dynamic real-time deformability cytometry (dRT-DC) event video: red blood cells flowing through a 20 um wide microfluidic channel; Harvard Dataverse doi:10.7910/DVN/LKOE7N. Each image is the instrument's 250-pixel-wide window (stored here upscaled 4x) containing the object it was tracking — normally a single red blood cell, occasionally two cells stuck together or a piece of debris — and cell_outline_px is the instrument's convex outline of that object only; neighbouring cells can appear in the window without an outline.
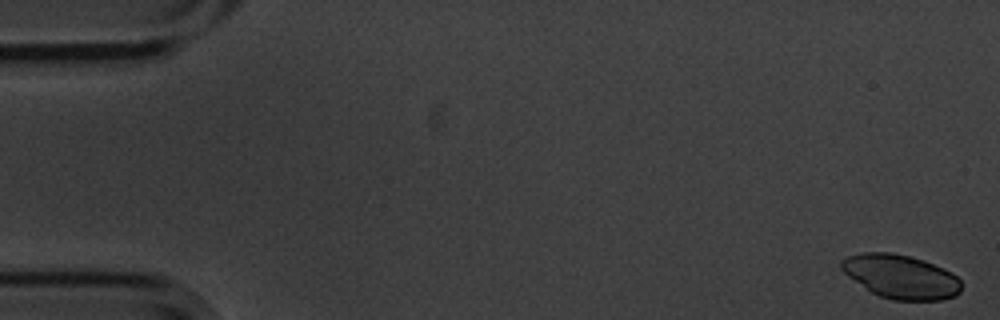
{"species": "common noctule bat (a hibernating species)", "species_latin": "Nyctalus noctula", "temperature_condition": "cold", "stored_images_in_passage": 9, "camera_frame_rate_fps": 3000, "um_per_image_px": 0.085, "animal": {"sex": "male", "body_mass_g": 20.1, "forearm_length_mm": 53.5}, "frame": {"image": 1, "passage_image": 1, "time_ms": 0.0, "image_size_px": [1000, 320], "cell_outline_px": [[960, 292], [956, 296], [940, 300], [892, 300], [880, 296], [872, 292], [848, 276], [840, 268], [840, 260], [848, 256], [860, 252], [892, 252], [924, 260], [944, 268], [952, 272], [960, 280]], "centroid_in_image_um": [76.57, 23.5], "position_along_channel_um": 8.4, "area_um2": 30.69}}